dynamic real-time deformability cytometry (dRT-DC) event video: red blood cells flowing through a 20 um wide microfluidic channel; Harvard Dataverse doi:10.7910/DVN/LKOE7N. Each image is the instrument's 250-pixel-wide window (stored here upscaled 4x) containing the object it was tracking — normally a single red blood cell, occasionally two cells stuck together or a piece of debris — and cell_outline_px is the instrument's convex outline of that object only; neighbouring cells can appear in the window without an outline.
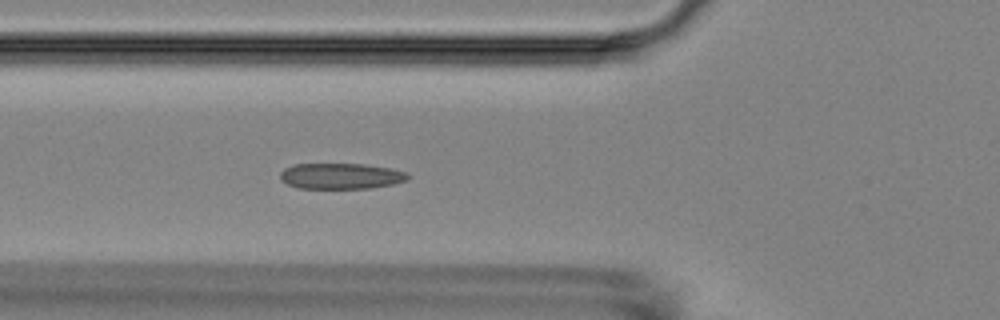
{"species": "Egyptian fruit bat (a non-hibernating species)", "species_latin": "Rousettus aegyptiacus", "temperature_condition": "room temperature", "stored_images_in_passage": 5, "camera_frame_rate_fps": 3000, "um_per_image_px": 0.085, "animal": {"sex": "female"}, "frame": {"image": 1, "passage_image": 5, "time_ms": 4.333, "image_size_px": [1000, 320], "cell_outline_px": [[412, 176], [408, 180], [392, 184], [372, 188], [296, 188], [280, 180], [280, 172], [284, 168], [296, 164], [364, 164], [392, 168], [408, 172]], "centroid_in_image_um": [29.02, 14.96], "position_along_channel_um": 96.8, "area_um2": 19.42}}